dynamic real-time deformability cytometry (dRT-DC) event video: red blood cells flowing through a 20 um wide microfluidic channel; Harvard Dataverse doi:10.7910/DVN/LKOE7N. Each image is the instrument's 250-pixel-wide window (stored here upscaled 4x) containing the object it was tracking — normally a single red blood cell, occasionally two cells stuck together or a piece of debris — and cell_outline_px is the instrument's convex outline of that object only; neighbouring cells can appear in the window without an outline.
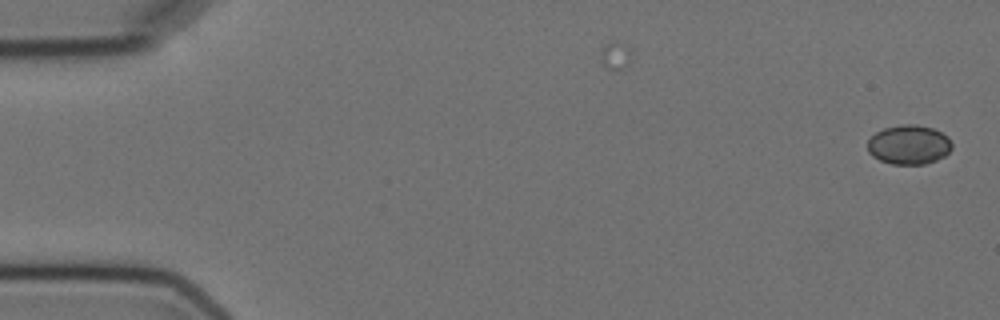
{"species": "Egyptian fruit bat (a non-hibernating species)", "species_latin": "Rousettus aegyptiacus", "temperature_condition": "cold", "stored_images_in_passage": 2, "camera_frame_rate_fps": 3000, "um_per_image_px": 0.085, "animal": {"sex": "female"}, "frame": {"image": 1, "passage_image": 2, "time_ms": 1.0, "image_size_px": [1000, 320], "cell_outline_px": [[952, 148], [944, 156], [936, 160], [924, 164], [892, 164], [880, 160], [872, 156], [868, 152], [868, 140], [876, 132], [884, 128], [904, 124], [916, 124], [932, 128], [948, 136], [952, 144]], "centroid_in_image_um": [77.25, 12.3], "position_along_channel_um": 7.7, "area_um2": 19.31}}